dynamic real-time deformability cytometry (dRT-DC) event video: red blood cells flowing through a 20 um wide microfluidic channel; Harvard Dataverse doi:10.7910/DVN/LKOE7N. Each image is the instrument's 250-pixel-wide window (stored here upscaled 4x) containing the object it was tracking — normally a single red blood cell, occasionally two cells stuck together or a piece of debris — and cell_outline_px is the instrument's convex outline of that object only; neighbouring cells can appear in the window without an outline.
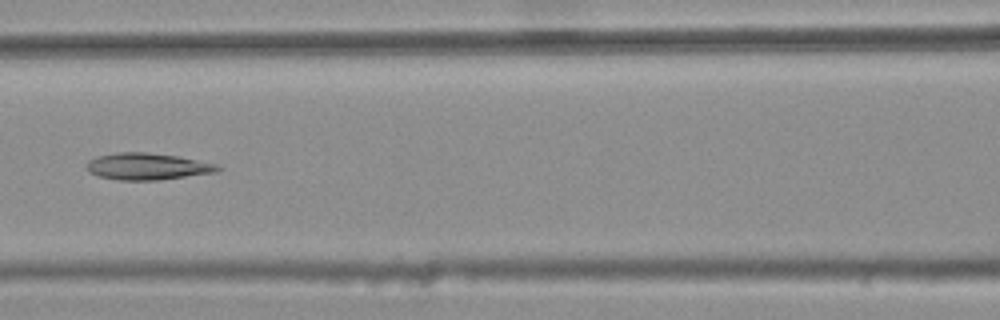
{"species": "common noctule bat (a hibernating species)", "species_latin": "Nyctalus noctula", "temperature_condition": "warm", "stored_images_in_passage": 7, "camera_frame_rate_fps": 3000, "um_per_image_px": 0.085, "animal": {"sex": "female", "body_mass_g": 25.1}, "frame": {"image": 1, "passage_image": 7, "time_ms": 2.0, "image_size_px": [1000, 320], "cell_outline_px": [[224, 168], [216, 172], [160, 180], [120, 180], [100, 176], [88, 172], [88, 160], [96, 156], [116, 152], [148, 152], [176, 156], [216, 164]], "centroid_in_image_um": [12.53, 14.14], "position_along_channel_um": 154.1, "area_um2": 20.35}}